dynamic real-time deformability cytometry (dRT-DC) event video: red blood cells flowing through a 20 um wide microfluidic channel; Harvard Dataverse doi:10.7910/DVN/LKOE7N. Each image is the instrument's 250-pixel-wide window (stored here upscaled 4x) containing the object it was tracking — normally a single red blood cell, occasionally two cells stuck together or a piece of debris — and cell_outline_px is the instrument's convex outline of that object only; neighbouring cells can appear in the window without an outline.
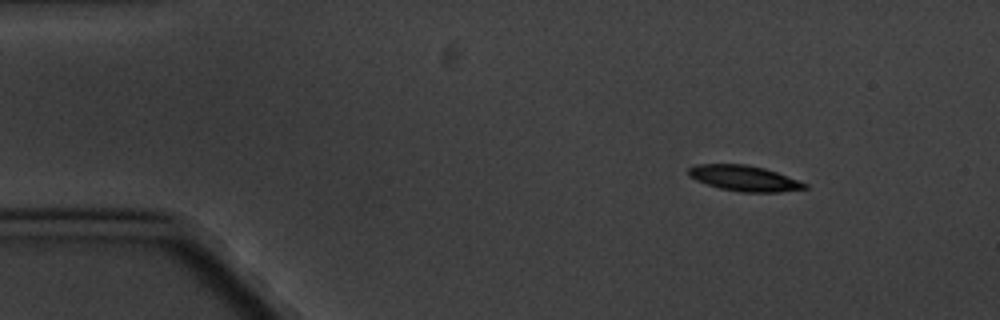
{"species": "common noctule bat (a hibernating species)", "species_latin": "Nyctalus noctula", "temperature_condition": "cold", "stored_images_in_passage": 3, "camera_frame_rate_fps": 3000, "um_per_image_px": 0.085, "animal": {"sex": "male", "body_mass_g": 20.1, "forearm_length_mm": 53.5}, "frame": {"image": 1, "passage_image": 1, "time_ms": 0.0, "image_size_px": [1000, 320], "cell_outline_px": [[808, 188], [780, 192], [740, 192], [720, 188], [696, 180], [688, 176], [688, 168], [696, 164], [744, 164], [764, 168], [776, 172], [808, 184]], "centroid_in_image_um": [63.24, 15.15], "position_along_channel_um": 21.8, "area_um2": 17.22}}
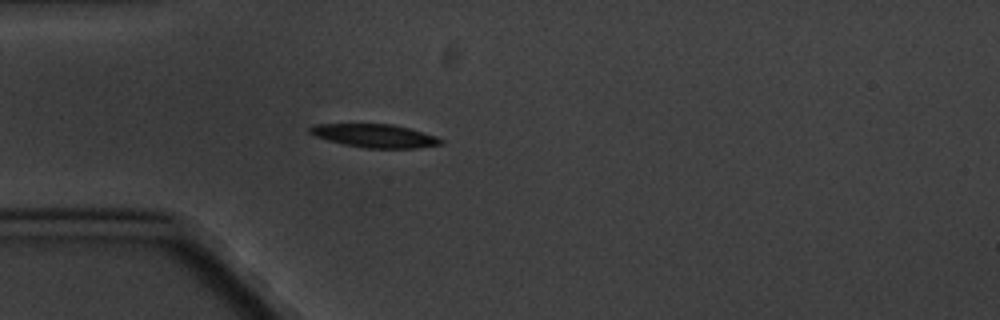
{"frame": {"image": 2, "passage_image": 3, "time_ms": 3.0, "image_size_px": [1000, 320], "cell_outline_px": [[444, 144], [416, 148], [364, 148], [344, 144], [328, 140], [316, 136], [308, 132], [308, 128], [312, 124], [392, 124], [408, 128], [436, 136], [444, 140]], "centroid_in_image_um": [31.86, 11.54], "position_along_channel_um": 53.1, "area_um2": 17.8}}